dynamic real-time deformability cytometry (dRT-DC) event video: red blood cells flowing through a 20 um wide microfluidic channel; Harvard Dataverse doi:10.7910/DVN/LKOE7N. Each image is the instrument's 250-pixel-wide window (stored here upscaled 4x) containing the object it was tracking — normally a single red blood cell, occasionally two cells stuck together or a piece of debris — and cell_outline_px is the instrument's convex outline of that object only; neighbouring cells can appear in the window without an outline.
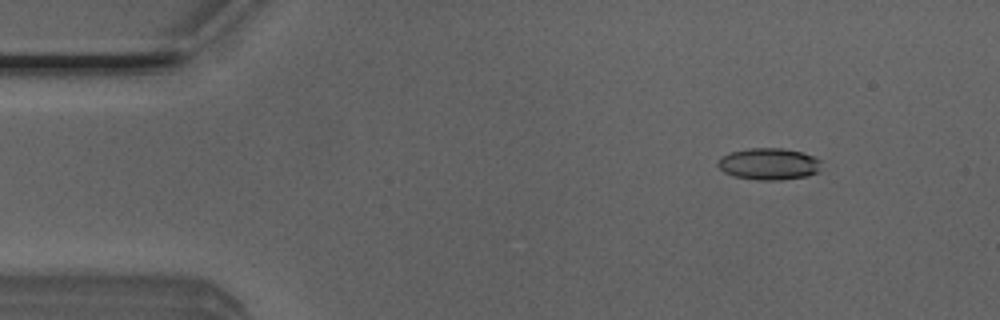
{"species": "Egyptian fruit bat (a non-hibernating species)", "species_latin": "Rousettus aegyptiacus", "temperature_condition": "room temperature", "stored_images_in_passage": 49, "camera_frame_rate_fps": 3000, "um_per_image_px": 0.085, "animal": {"sex": "male"}, "frame": {"image": 1, "passage_image": 5, "time_ms": 1.333, "image_size_px": [1000, 320], "cell_outline_px": [[820, 172], [808, 176], [780, 180], [760, 180], [736, 176], [724, 172], [716, 164], [720, 156], [728, 152], [748, 148], [784, 148], [804, 152], [820, 160]], "centroid_in_image_um": [65.36, 13.92], "position_along_channel_um": 19.6, "area_um2": 19.36}}
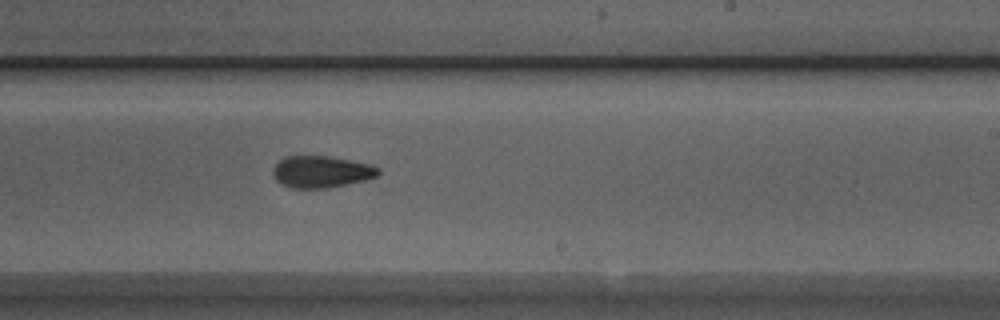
{"frame": {"image": 2, "passage_image": 29, "time_ms": 9.333, "image_size_px": [1000, 320], "cell_outline_px": [[380, 172], [376, 176], [364, 180], [328, 188], [292, 188], [280, 184], [276, 180], [272, 172], [272, 168], [284, 156], [328, 156], [368, 164], [380, 168]], "centroid_in_image_um": [27.26, 14.6], "position_along_channel_um": 261.7, "area_um2": 19.42}}
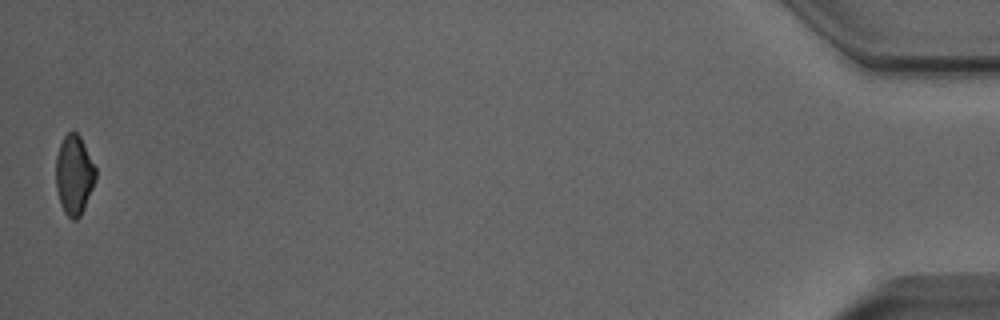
{"frame": {"image": 3, "passage_image": 49, "time_ms": 16.0, "image_size_px": [1000, 320], "cell_outline_px": [[96, 176], [92, 188], [84, 208], [80, 216], [76, 220], [72, 220], [64, 212], [60, 204], [56, 188], [56, 156], [60, 144], [64, 136], [68, 132], [76, 132], [80, 136], [96, 168]], "centroid_in_image_um": [6.29, 14.87], "position_along_channel_um": 428.9, "area_um2": 18.32}, "authors_computed_cell_mechanics": {"area_um2": 19.4208, "velocity_mm_per_s": 4.0442, "shape_relaxation_time_tau1_ms": 4.2545, "shape_relaxation_time_tau2_ms": 2.6229, "deformation_change_tau1": 0.1209, "deformation_change_tau2": 0.0872}}